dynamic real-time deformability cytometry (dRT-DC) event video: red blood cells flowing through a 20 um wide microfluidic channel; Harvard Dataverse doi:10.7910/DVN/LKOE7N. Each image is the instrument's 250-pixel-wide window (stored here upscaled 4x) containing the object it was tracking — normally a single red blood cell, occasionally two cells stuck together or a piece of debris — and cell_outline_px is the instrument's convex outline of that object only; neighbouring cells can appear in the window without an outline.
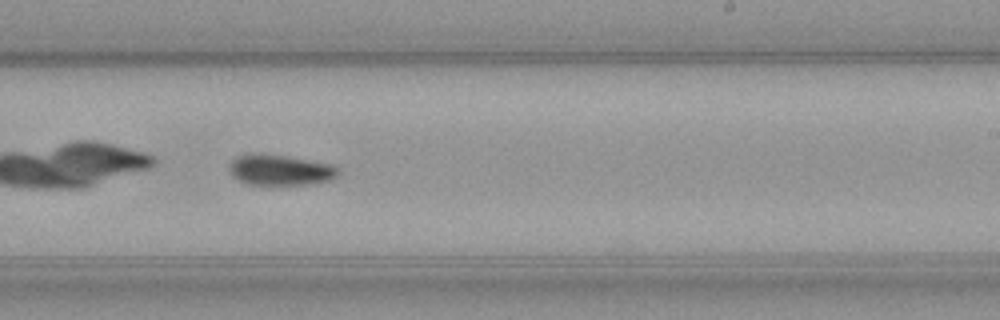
{"species": "common noctule bat (a hibernating species)", "species_latin": "Nyctalus noctula", "temperature_condition": "warm", "stored_images_in_passage": 42, "camera_frame_rate_fps": 3000, "um_per_image_px": 0.085, "animal": {"sex": "female", "body_mass_g": 21.9}, "frame": {"image": 1, "passage_image": 24, "time_ms": 7.667, "image_size_px": [1000, 320], "cell_outline_px": [[340, 176], [332, 180], [312, 184], [248, 184], [232, 176], [228, 168], [228, 164], [236, 156], [252, 152], [260, 152], [288, 156], [332, 164], [340, 168]], "centroid_in_image_um": [23.84, 14.42], "position_along_channel_um": 265.2, "area_um2": 20.0}, "authors_computed_cell_mechanics": {"area_um2": 19.3919, "velocity_mm_per_s": 4.0659, "shape_relaxation_time_tau1_ms": 3.4038, "shape_relaxation_time_tau2_ms": null, "deformation_change_tau1": 0.1312, "deformation_change_tau2": null}}